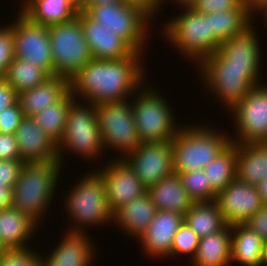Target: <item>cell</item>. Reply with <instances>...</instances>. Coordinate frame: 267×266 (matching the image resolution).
Listing matches in <instances>:
<instances>
[{"label": "cell", "mask_w": 267, "mask_h": 266, "mask_svg": "<svg viewBox=\"0 0 267 266\" xmlns=\"http://www.w3.org/2000/svg\"><path fill=\"white\" fill-rule=\"evenodd\" d=\"M236 177L252 186L267 177V142L237 144Z\"/></svg>", "instance_id": "27"}, {"label": "cell", "mask_w": 267, "mask_h": 266, "mask_svg": "<svg viewBox=\"0 0 267 266\" xmlns=\"http://www.w3.org/2000/svg\"><path fill=\"white\" fill-rule=\"evenodd\" d=\"M18 100V94L4 79H0V113L14 105Z\"/></svg>", "instance_id": "43"}, {"label": "cell", "mask_w": 267, "mask_h": 266, "mask_svg": "<svg viewBox=\"0 0 267 266\" xmlns=\"http://www.w3.org/2000/svg\"><path fill=\"white\" fill-rule=\"evenodd\" d=\"M251 230L255 231L265 242L267 241V206H263L245 223Z\"/></svg>", "instance_id": "42"}, {"label": "cell", "mask_w": 267, "mask_h": 266, "mask_svg": "<svg viewBox=\"0 0 267 266\" xmlns=\"http://www.w3.org/2000/svg\"><path fill=\"white\" fill-rule=\"evenodd\" d=\"M23 164L20 159L0 160V185L14 187Z\"/></svg>", "instance_id": "40"}, {"label": "cell", "mask_w": 267, "mask_h": 266, "mask_svg": "<svg viewBox=\"0 0 267 266\" xmlns=\"http://www.w3.org/2000/svg\"><path fill=\"white\" fill-rule=\"evenodd\" d=\"M20 3L18 8L25 16L47 27L68 22L78 13L75 0H21Z\"/></svg>", "instance_id": "23"}, {"label": "cell", "mask_w": 267, "mask_h": 266, "mask_svg": "<svg viewBox=\"0 0 267 266\" xmlns=\"http://www.w3.org/2000/svg\"><path fill=\"white\" fill-rule=\"evenodd\" d=\"M144 56L133 52L118 60L92 59L70 80L75 100L92 105L131 99L147 82Z\"/></svg>", "instance_id": "2"}, {"label": "cell", "mask_w": 267, "mask_h": 266, "mask_svg": "<svg viewBox=\"0 0 267 266\" xmlns=\"http://www.w3.org/2000/svg\"><path fill=\"white\" fill-rule=\"evenodd\" d=\"M261 15V16H263V22H264V24L265 25H267V2L266 3H264L263 5H261L260 7H258L253 13H252V15H251V19H255V17L254 16H256L257 17V15ZM266 28H267V26H266Z\"/></svg>", "instance_id": "49"}, {"label": "cell", "mask_w": 267, "mask_h": 266, "mask_svg": "<svg viewBox=\"0 0 267 266\" xmlns=\"http://www.w3.org/2000/svg\"><path fill=\"white\" fill-rule=\"evenodd\" d=\"M63 170L59 160L24 162L12 190V207L40 226L55 201Z\"/></svg>", "instance_id": "3"}, {"label": "cell", "mask_w": 267, "mask_h": 266, "mask_svg": "<svg viewBox=\"0 0 267 266\" xmlns=\"http://www.w3.org/2000/svg\"><path fill=\"white\" fill-rule=\"evenodd\" d=\"M267 0H247L245 4L247 5L248 12L252 15V13L261 5L266 3Z\"/></svg>", "instance_id": "50"}, {"label": "cell", "mask_w": 267, "mask_h": 266, "mask_svg": "<svg viewBox=\"0 0 267 266\" xmlns=\"http://www.w3.org/2000/svg\"><path fill=\"white\" fill-rule=\"evenodd\" d=\"M265 241L245 224L231 225V263L265 266Z\"/></svg>", "instance_id": "25"}, {"label": "cell", "mask_w": 267, "mask_h": 266, "mask_svg": "<svg viewBox=\"0 0 267 266\" xmlns=\"http://www.w3.org/2000/svg\"><path fill=\"white\" fill-rule=\"evenodd\" d=\"M24 117L18 101L0 113V133L15 134Z\"/></svg>", "instance_id": "39"}, {"label": "cell", "mask_w": 267, "mask_h": 266, "mask_svg": "<svg viewBox=\"0 0 267 266\" xmlns=\"http://www.w3.org/2000/svg\"><path fill=\"white\" fill-rule=\"evenodd\" d=\"M125 2L124 0H79L78 11H84L89 6H97L102 4H114Z\"/></svg>", "instance_id": "46"}, {"label": "cell", "mask_w": 267, "mask_h": 266, "mask_svg": "<svg viewBox=\"0 0 267 266\" xmlns=\"http://www.w3.org/2000/svg\"><path fill=\"white\" fill-rule=\"evenodd\" d=\"M124 160L147 189L173 173L171 141L142 142Z\"/></svg>", "instance_id": "15"}, {"label": "cell", "mask_w": 267, "mask_h": 266, "mask_svg": "<svg viewBox=\"0 0 267 266\" xmlns=\"http://www.w3.org/2000/svg\"><path fill=\"white\" fill-rule=\"evenodd\" d=\"M192 266H230L231 225L206 237L200 238Z\"/></svg>", "instance_id": "28"}, {"label": "cell", "mask_w": 267, "mask_h": 266, "mask_svg": "<svg viewBox=\"0 0 267 266\" xmlns=\"http://www.w3.org/2000/svg\"><path fill=\"white\" fill-rule=\"evenodd\" d=\"M254 21L251 19V25L242 33L225 39L219 50L196 68L204 92H209L216 102L218 99L227 111L240 103L253 87L263 84L260 80L263 50Z\"/></svg>", "instance_id": "1"}, {"label": "cell", "mask_w": 267, "mask_h": 266, "mask_svg": "<svg viewBox=\"0 0 267 266\" xmlns=\"http://www.w3.org/2000/svg\"><path fill=\"white\" fill-rule=\"evenodd\" d=\"M156 212V206L149 194L146 193L120 208L113 215L112 225H116L121 232L138 240L148 228Z\"/></svg>", "instance_id": "24"}, {"label": "cell", "mask_w": 267, "mask_h": 266, "mask_svg": "<svg viewBox=\"0 0 267 266\" xmlns=\"http://www.w3.org/2000/svg\"><path fill=\"white\" fill-rule=\"evenodd\" d=\"M57 153L62 167L66 153L77 155V158L80 156V160H88V163L92 160H103L102 156L106 152L104 153L94 105L76 100L70 106Z\"/></svg>", "instance_id": "7"}, {"label": "cell", "mask_w": 267, "mask_h": 266, "mask_svg": "<svg viewBox=\"0 0 267 266\" xmlns=\"http://www.w3.org/2000/svg\"><path fill=\"white\" fill-rule=\"evenodd\" d=\"M91 171L80 175V179L65 191L67 192L63 198L65 206L62 207L65 208L67 219H70L68 222H72L66 232L87 234L88 228L113 224V214L106 199L104 180L96 170Z\"/></svg>", "instance_id": "4"}, {"label": "cell", "mask_w": 267, "mask_h": 266, "mask_svg": "<svg viewBox=\"0 0 267 266\" xmlns=\"http://www.w3.org/2000/svg\"><path fill=\"white\" fill-rule=\"evenodd\" d=\"M125 3L134 4L142 8L153 19H156L160 10H163V0H124ZM162 7V8H161ZM158 13V14H157Z\"/></svg>", "instance_id": "44"}, {"label": "cell", "mask_w": 267, "mask_h": 266, "mask_svg": "<svg viewBox=\"0 0 267 266\" xmlns=\"http://www.w3.org/2000/svg\"><path fill=\"white\" fill-rule=\"evenodd\" d=\"M184 222L199 238L218 232L227 225L216 201L195 202L185 213Z\"/></svg>", "instance_id": "29"}, {"label": "cell", "mask_w": 267, "mask_h": 266, "mask_svg": "<svg viewBox=\"0 0 267 266\" xmlns=\"http://www.w3.org/2000/svg\"><path fill=\"white\" fill-rule=\"evenodd\" d=\"M97 172L104 180L109 210L114 215L124 205L147 193V188L137 178L124 159H111Z\"/></svg>", "instance_id": "14"}, {"label": "cell", "mask_w": 267, "mask_h": 266, "mask_svg": "<svg viewBox=\"0 0 267 266\" xmlns=\"http://www.w3.org/2000/svg\"><path fill=\"white\" fill-rule=\"evenodd\" d=\"M50 77L51 76L40 67L14 57L3 79L19 94L42 84Z\"/></svg>", "instance_id": "33"}, {"label": "cell", "mask_w": 267, "mask_h": 266, "mask_svg": "<svg viewBox=\"0 0 267 266\" xmlns=\"http://www.w3.org/2000/svg\"><path fill=\"white\" fill-rule=\"evenodd\" d=\"M174 2L175 5L179 8H192V6L197 2V0H163V5L165 6V2L170 3Z\"/></svg>", "instance_id": "48"}, {"label": "cell", "mask_w": 267, "mask_h": 266, "mask_svg": "<svg viewBox=\"0 0 267 266\" xmlns=\"http://www.w3.org/2000/svg\"><path fill=\"white\" fill-rule=\"evenodd\" d=\"M182 11L163 22L160 33L166 43L174 46L188 62L199 66L207 57L219 50L220 43L213 36L210 13L201 14L193 8Z\"/></svg>", "instance_id": "5"}, {"label": "cell", "mask_w": 267, "mask_h": 266, "mask_svg": "<svg viewBox=\"0 0 267 266\" xmlns=\"http://www.w3.org/2000/svg\"><path fill=\"white\" fill-rule=\"evenodd\" d=\"M216 202L227 225L244 224L263 207L257 186L237 177L217 194Z\"/></svg>", "instance_id": "16"}, {"label": "cell", "mask_w": 267, "mask_h": 266, "mask_svg": "<svg viewBox=\"0 0 267 266\" xmlns=\"http://www.w3.org/2000/svg\"><path fill=\"white\" fill-rule=\"evenodd\" d=\"M210 25L213 36L221 44L225 39L242 33L251 25L248 9H228L210 13Z\"/></svg>", "instance_id": "31"}, {"label": "cell", "mask_w": 267, "mask_h": 266, "mask_svg": "<svg viewBox=\"0 0 267 266\" xmlns=\"http://www.w3.org/2000/svg\"><path fill=\"white\" fill-rule=\"evenodd\" d=\"M18 11L14 21L8 24L14 39V56L54 76L48 27L32 22L20 10Z\"/></svg>", "instance_id": "13"}, {"label": "cell", "mask_w": 267, "mask_h": 266, "mask_svg": "<svg viewBox=\"0 0 267 266\" xmlns=\"http://www.w3.org/2000/svg\"><path fill=\"white\" fill-rule=\"evenodd\" d=\"M0 266H42L41 252L33 248L0 251Z\"/></svg>", "instance_id": "36"}, {"label": "cell", "mask_w": 267, "mask_h": 266, "mask_svg": "<svg viewBox=\"0 0 267 266\" xmlns=\"http://www.w3.org/2000/svg\"><path fill=\"white\" fill-rule=\"evenodd\" d=\"M229 112L235 130L230 133L232 143L267 142V84L253 87Z\"/></svg>", "instance_id": "12"}, {"label": "cell", "mask_w": 267, "mask_h": 266, "mask_svg": "<svg viewBox=\"0 0 267 266\" xmlns=\"http://www.w3.org/2000/svg\"><path fill=\"white\" fill-rule=\"evenodd\" d=\"M70 91V81L51 76L42 84L18 94V103L26 117H33L47 106L59 102Z\"/></svg>", "instance_id": "22"}, {"label": "cell", "mask_w": 267, "mask_h": 266, "mask_svg": "<svg viewBox=\"0 0 267 266\" xmlns=\"http://www.w3.org/2000/svg\"><path fill=\"white\" fill-rule=\"evenodd\" d=\"M15 136L23 162L58 160L57 144L37 125L33 117L22 118Z\"/></svg>", "instance_id": "20"}, {"label": "cell", "mask_w": 267, "mask_h": 266, "mask_svg": "<svg viewBox=\"0 0 267 266\" xmlns=\"http://www.w3.org/2000/svg\"><path fill=\"white\" fill-rule=\"evenodd\" d=\"M236 155L237 144L231 142L203 169L217 194L236 178Z\"/></svg>", "instance_id": "32"}, {"label": "cell", "mask_w": 267, "mask_h": 266, "mask_svg": "<svg viewBox=\"0 0 267 266\" xmlns=\"http://www.w3.org/2000/svg\"><path fill=\"white\" fill-rule=\"evenodd\" d=\"M20 159L15 134L0 133V160Z\"/></svg>", "instance_id": "41"}, {"label": "cell", "mask_w": 267, "mask_h": 266, "mask_svg": "<svg viewBox=\"0 0 267 266\" xmlns=\"http://www.w3.org/2000/svg\"><path fill=\"white\" fill-rule=\"evenodd\" d=\"M184 222V215L178 212L157 210L155 217L136 242L152 260L163 261L171 254L174 236Z\"/></svg>", "instance_id": "17"}, {"label": "cell", "mask_w": 267, "mask_h": 266, "mask_svg": "<svg viewBox=\"0 0 267 266\" xmlns=\"http://www.w3.org/2000/svg\"><path fill=\"white\" fill-rule=\"evenodd\" d=\"M12 190L13 187L0 185V209H7L12 207Z\"/></svg>", "instance_id": "45"}, {"label": "cell", "mask_w": 267, "mask_h": 266, "mask_svg": "<svg viewBox=\"0 0 267 266\" xmlns=\"http://www.w3.org/2000/svg\"><path fill=\"white\" fill-rule=\"evenodd\" d=\"M265 266H267V241L265 242V258H264Z\"/></svg>", "instance_id": "51"}, {"label": "cell", "mask_w": 267, "mask_h": 266, "mask_svg": "<svg viewBox=\"0 0 267 266\" xmlns=\"http://www.w3.org/2000/svg\"><path fill=\"white\" fill-rule=\"evenodd\" d=\"M157 210L185 213L195 203L183 187L178 174L172 173L168 177L155 183L147 189Z\"/></svg>", "instance_id": "26"}, {"label": "cell", "mask_w": 267, "mask_h": 266, "mask_svg": "<svg viewBox=\"0 0 267 266\" xmlns=\"http://www.w3.org/2000/svg\"><path fill=\"white\" fill-rule=\"evenodd\" d=\"M192 8L201 14L216 13L228 9H247L243 0H197Z\"/></svg>", "instance_id": "38"}, {"label": "cell", "mask_w": 267, "mask_h": 266, "mask_svg": "<svg viewBox=\"0 0 267 266\" xmlns=\"http://www.w3.org/2000/svg\"><path fill=\"white\" fill-rule=\"evenodd\" d=\"M145 83L131 98L134 122L141 142L171 141L181 128L159 88ZM173 111V113H172Z\"/></svg>", "instance_id": "8"}, {"label": "cell", "mask_w": 267, "mask_h": 266, "mask_svg": "<svg viewBox=\"0 0 267 266\" xmlns=\"http://www.w3.org/2000/svg\"><path fill=\"white\" fill-rule=\"evenodd\" d=\"M76 17L82 26L92 59L118 60L134 52L122 38L93 21L85 12L78 11Z\"/></svg>", "instance_id": "19"}, {"label": "cell", "mask_w": 267, "mask_h": 266, "mask_svg": "<svg viewBox=\"0 0 267 266\" xmlns=\"http://www.w3.org/2000/svg\"><path fill=\"white\" fill-rule=\"evenodd\" d=\"M64 233L50 254L41 253L42 266H93L97 245L90 233Z\"/></svg>", "instance_id": "18"}, {"label": "cell", "mask_w": 267, "mask_h": 266, "mask_svg": "<svg viewBox=\"0 0 267 266\" xmlns=\"http://www.w3.org/2000/svg\"><path fill=\"white\" fill-rule=\"evenodd\" d=\"M35 231L39 226L27 215L13 207L0 209V251L32 248L27 244Z\"/></svg>", "instance_id": "21"}, {"label": "cell", "mask_w": 267, "mask_h": 266, "mask_svg": "<svg viewBox=\"0 0 267 266\" xmlns=\"http://www.w3.org/2000/svg\"><path fill=\"white\" fill-rule=\"evenodd\" d=\"M54 76L69 81L92 60L82 26L77 17L48 26Z\"/></svg>", "instance_id": "11"}, {"label": "cell", "mask_w": 267, "mask_h": 266, "mask_svg": "<svg viewBox=\"0 0 267 266\" xmlns=\"http://www.w3.org/2000/svg\"><path fill=\"white\" fill-rule=\"evenodd\" d=\"M83 12L93 21L109 28L110 31L122 38L135 52L143 54L147 51L150 34L152 29H154L152 25L154 24L152 22L154 19L139 6L119 2L89 6ZM146 42L148 43L146 44Z\"/></svg>", "instance_id": "9"}, {"label": "cell", "mask_w": 267, "mask_h": 266, "mask_svg": "<svg viewBox=\"0 0 267 266\" xmlns=\"http://www.w3.org/2000/svg\"><path fill=\"white\" fill-rule=\"evenodd\" d=\"M200 123L182 124L171 140L173 173L203 170L231 143L230 135L222 129Z\"/></svg>", "instance_id": "6"}, {"label": "cell", "mask_w": 267, "mask_h": 266, "mask_svg": "<svg viewBox=\"0 0 267 266\" xmlns=\"http://www.w3.org/2000/svg\"><path fill=\"white\" fill-rule=\"evenodd\" d=\"M75 98L69 91L59 102L47 106L33 116L37 125L58 145L63 138V131L70 106Z\"/></svg>", "instance_id": "30"}, {"label": "cell", "mask_w": 267, "mask_h": 266, "mask_svg": "<svg viewBox=\"0 0 267 266\" xmlns=\"http://www.w3.org/2000/svg\"><path fill=\"white\" fill-rule=\"evenodd\" d=\"M183 187L194 202L216 201L217 193L211 188L204 170H194L178 174Z\"/></svg>", "instance_id": "34"}, {"label": "cell", "mask_w": 267, "mask_h": 266, "mask_svg": "<svg viewBox=\"0 0 267 266\" xmlns=\"http://www.w3.org/2000/svg\"><path fill=\"white\" fill-rule=\"evenodd\" d=\"M199 240L200 238L183 222L174 236L171 254L168 258L175 259L177 256L185 255L189 261H192L196 255Z\"/></svg>", "instance_id": "35"}, {"label": "cell", "mask_w": 267, "mask_h": 266, "mask_svg": "<svg viewBox=\"0 0 267 266\" xmlns=\"http://www.w3.org/2000/svg\"><path fill=\"white\" fill-rule=\"evenodd\" d=\"M14 57L12 29L8 24L3 27L0 26V79H3Z\"/></svg>", "instance_id": "37"}, {"label": "cell", "mask_w": 267, "mask_h": 266, "mask_svg": "<svg viewBox=\"0 0 267 266\" xmlns=\"http://www.w3.org/2000/svg\"><path fill=\"white\" fill-rule=\"evenodd\" d=\"M263 206H267V177L257 185Z\"/></svg>", "instance_id": "47"}, {"label": "cell", "mask_w": 267, "mask_h": 266, "mask_svg": "<svg viewBox=\"0 0 267 266\" xmlns=\"http://www.w3.org/2000/svg\"><path fill=\"white\" fill-rule=\"evenodd\" d=\"M94 107L104 151L116 150L115 153L119 154L114 158L124 159L139 147L142 142L137 134L130 99L123 102L101 103Z\"/></svg>", "instance_id": "10"}]
</instances>
